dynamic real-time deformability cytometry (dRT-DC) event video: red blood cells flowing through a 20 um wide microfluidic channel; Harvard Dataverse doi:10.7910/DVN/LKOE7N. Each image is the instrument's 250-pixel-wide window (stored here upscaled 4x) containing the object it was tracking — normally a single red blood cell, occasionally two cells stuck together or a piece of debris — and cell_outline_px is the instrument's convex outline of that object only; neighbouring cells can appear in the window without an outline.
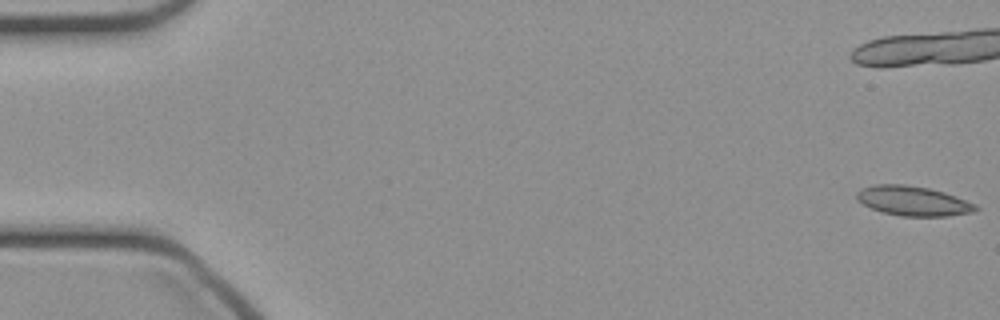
{"species": "common noctule bat (a hibernating species)", "species_latin": "Nyctalus noctula", "temperature_condition": "cold", "stored_images_in_passage": 20, "camera_frame_rate_fps": 3000, "um_per_image_px": 0.085, "animal": {"sex": "female", "body_mass_g": 21.9}, "frame": {"image": 1, "passage_image": 1, "time_ms": 0.0, "image_size_px": [1000, 320], "cell_outline_px": [[980, 208], [972, 212], [948, 216], [900, 216], [884, 212], [872, 208], [856, 200], [856, 192], [860, 188], [876, 184], [904, 184], [928, 188], [944, 192], [956, 196], [976, 204]], "centroid_in_image_um": [77.61, 17.07], "position_along_channel_um": 7.4, "area_um2": 20.58}}